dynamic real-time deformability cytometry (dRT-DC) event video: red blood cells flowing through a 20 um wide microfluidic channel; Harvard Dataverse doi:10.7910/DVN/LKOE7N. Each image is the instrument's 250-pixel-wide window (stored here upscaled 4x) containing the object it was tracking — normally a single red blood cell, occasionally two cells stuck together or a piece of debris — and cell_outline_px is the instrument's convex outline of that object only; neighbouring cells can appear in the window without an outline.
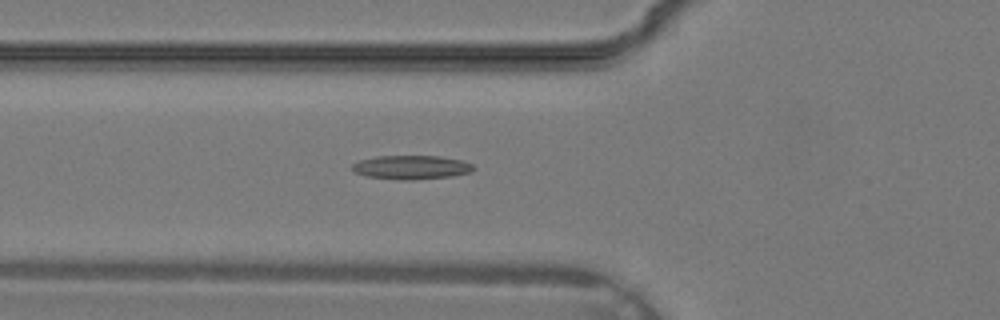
{"species": "common noctule bat (a hibernating species)", "species_latin": "Nyctalus noctula", "temperature_condition": "warm", "stored_images_in_passage": 33, "camera_frame_rate_fps": 3000, "um_per_image_px": 0.085, "animal": {"sex": "male", "body_mass_g": 19.2, "forearm_length_mm": 51.8}, "frame": {"image": 1, "passage_image": 13, "time_ms": 4.0, "image_size_px": [1000, 320], "cell_outline_px": [[476, 168], [472, 172], [452, 176], [412, 180], [400, 180], [368, 176], [356, 172], [352, 168], [352, 164], [360, 160], [376, 156], [440, 156], [464, 160], [472, 164]], "centroid_in_image_um": [35.03, 14.21], "position_along_channel_um": 90.8, "area_um2": 16.94}}
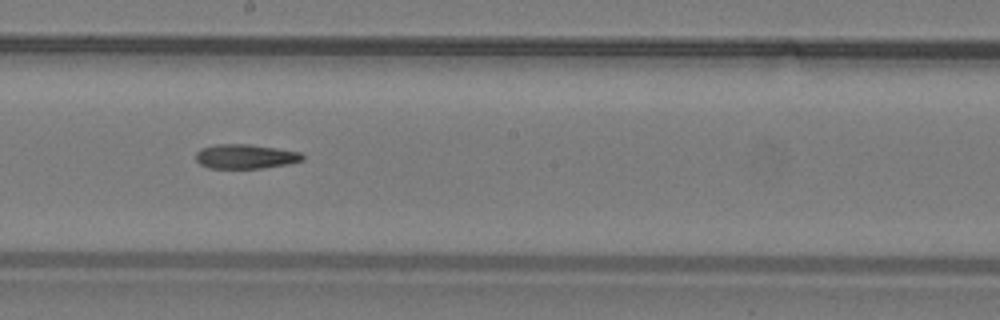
{"frame": {"image": 2, "passage_image": 20, "time_ms": 6.333, "image_size_px": [1000, 320], "cell_outline_px": [[304, 160], [288, 164], [264, 168], [208, 168], [200, 164], [196, 160], [196, 152], [200, 148], [216, 144], [248, 144], [276, 148], [300, 152], [304, 156]], "centroid_in_image_um": [20.85, 13.3], "position_along_channel_um": 227.3, "area_um2": 15.26}}
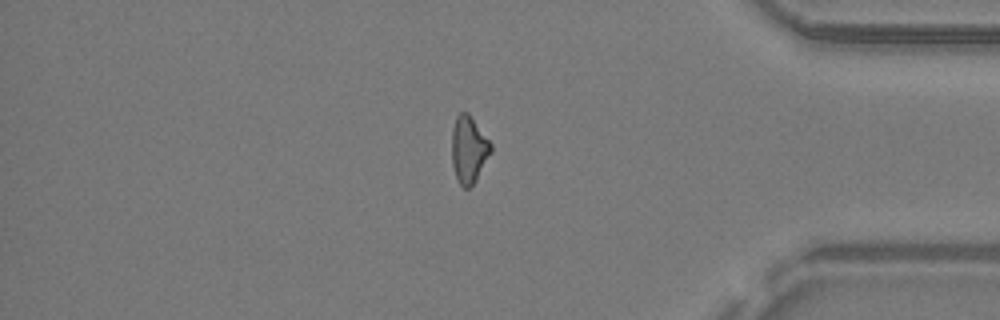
{"frame": {"image": 3, "passage_image": 30, "time_ms": 9.667, "image_size_px": [1000, 320], "cell_outline_px": [[492, 152], [476, 180], [468, 188], [464, 188], [456, 180], [452, 164], [452, 128], [456, 116], [460, 112], [468, 112], [492, 144]], "centroid_in_image_um": [39.84, 12.71], "position_along_channel_um": 395.4, "area_um2": 15.37}}